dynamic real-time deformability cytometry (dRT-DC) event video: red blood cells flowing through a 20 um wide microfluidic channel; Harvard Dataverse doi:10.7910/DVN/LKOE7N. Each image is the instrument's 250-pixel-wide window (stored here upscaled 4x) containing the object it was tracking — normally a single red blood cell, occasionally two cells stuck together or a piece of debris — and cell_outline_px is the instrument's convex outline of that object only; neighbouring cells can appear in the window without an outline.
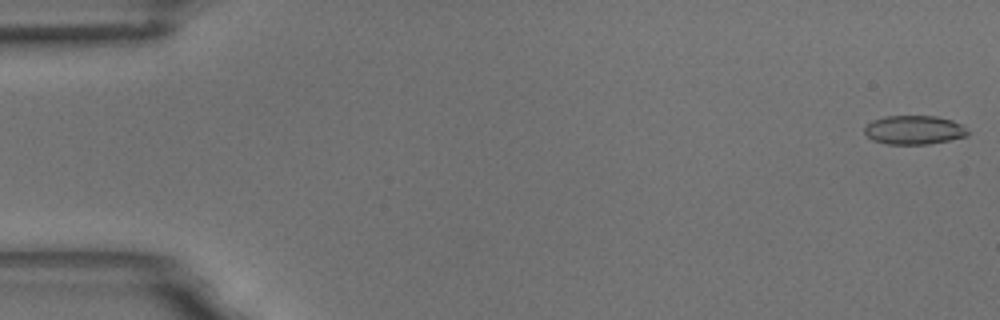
{"species": "common noctule bat (a hibernating species)", "species_latin": "Nyctalus noctula", "temperature_condition": "room temperature", "stored_images_in_passage": 59, "camera_frame_rate_fps": 3000, "um_per_image_px": 0.085, "animal": {"sex": "male", "body_mass_g": 18.8}, "frame": {"image": 1, "passage_image": 1, "time_ms": 0.0, "image_size_px": [1000, 320], "cell_outline_px": [[968, 136], [928, 144], [888, 144], [872, 140], [864, 132], [864, 128], [872, 120], [884, 116], [936, 116], [952, 120], [960, 124], [968, 132]], "centroid_in_image_um": [77.67, 11.04], "position_along_channel_um": 7.3, "area_um2": 17.28}}
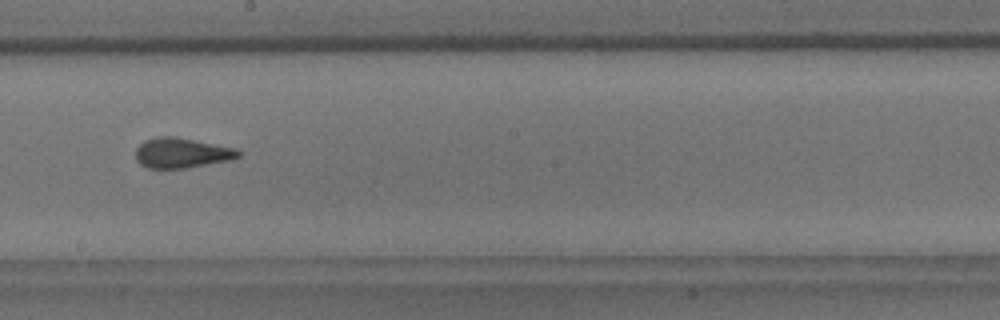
{"frame": {"image": 2, "passage_image": 33, "time_ms": 10.667, "image_size_px": [1000, 320], "cell_outline_px": [[240, 156], [232, 160], [188, 168], [148, 168], [140, 164], [136, 160], [136, 148], [144, 140], [156, 136], [176, 136], [236, 148], [240, 152]], "centroid_in_image_um": [15.45, 12.99], "position_along_channel_um": 232.8, "area_um2": 18.26}}
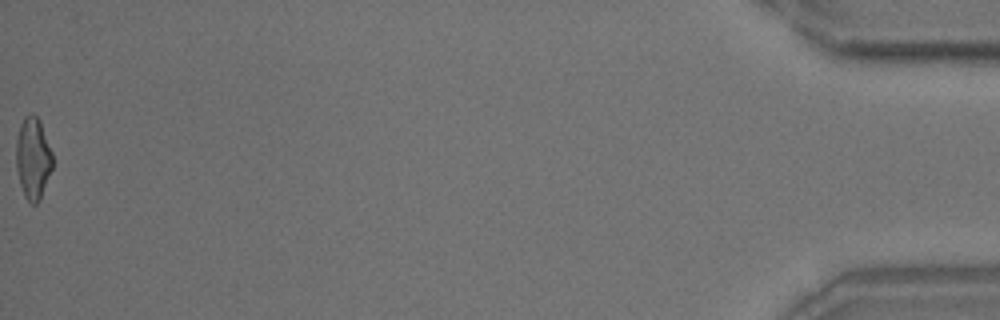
{"frame": {"image": 3, "passage_image": 59, "time_ms": 19.333, "image_size_px": [1000, 320], "cell_outline_px": [[52, 168], [40, 200], [36, 204], [32, 204], [24, 196], [20, 184], [16, 168], [16, 140], [20, 124], [24, 116], [28, 112], [32, 112], [40, 120], [52, 152]], "centroid_in_image_um": [2.79, 13.42], "position_along_channel_um": 432.4, "area_um2": 17.51}, "authors_computed_cell_mechanics": {"area_um2": 17.6868, "velocity_mm_per_s": 3.4531, "shape_relaxation_time_tau1_ms": 8.2157, "shape_relaxation_time_tau2_ms": 1.7176, "deformation_change_tau1": 0.185, "deformation_change_tau2": 0.0937}}